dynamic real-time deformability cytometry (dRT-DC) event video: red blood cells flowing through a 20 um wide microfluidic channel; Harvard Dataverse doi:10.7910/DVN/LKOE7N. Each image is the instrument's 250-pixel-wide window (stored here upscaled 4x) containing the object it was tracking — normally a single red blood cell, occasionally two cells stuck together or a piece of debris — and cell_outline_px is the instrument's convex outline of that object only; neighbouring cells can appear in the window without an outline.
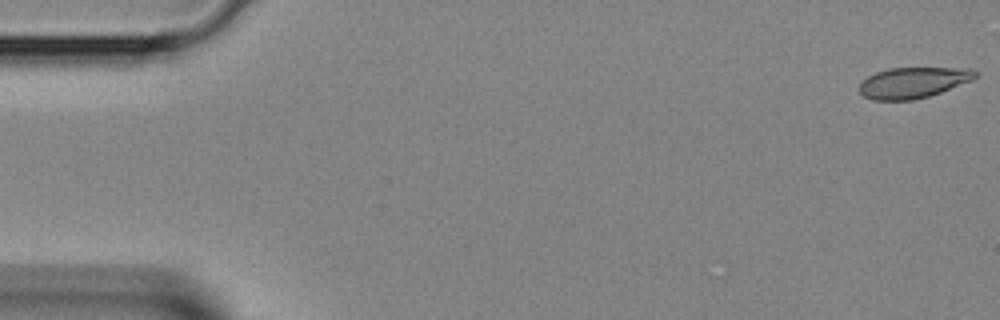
{"species": "Egyptian fruit bat (a non-hibernating species)", "species_latin": "Rousettus aegyptiacus", "temperature_condition": "room temperature", "stored_images_in_passage": 3, "segment_of_instrument_passage": [2, 2], "camera_frame_rate_fps": 3000, "um_per_image_px": 0.085, "animal": {"sex": "female"}, "frame": {"image": 1, "passage_image": 3, "time_ms": 0.667, "image_size_px": [1000, 320], "cell_outline_px": [[976, 76], [972, 80], [940, 92], [928, 96], [912, 100], [872, 100], [864, 96], [860, 92], [860, 80], [876, 72], [888, 68], [972, 68], [976, 72]], "centroid_in_image_um": [77.58, 7.01], "position_along_channel_um": 7.4, "area_um2": 20.75}}